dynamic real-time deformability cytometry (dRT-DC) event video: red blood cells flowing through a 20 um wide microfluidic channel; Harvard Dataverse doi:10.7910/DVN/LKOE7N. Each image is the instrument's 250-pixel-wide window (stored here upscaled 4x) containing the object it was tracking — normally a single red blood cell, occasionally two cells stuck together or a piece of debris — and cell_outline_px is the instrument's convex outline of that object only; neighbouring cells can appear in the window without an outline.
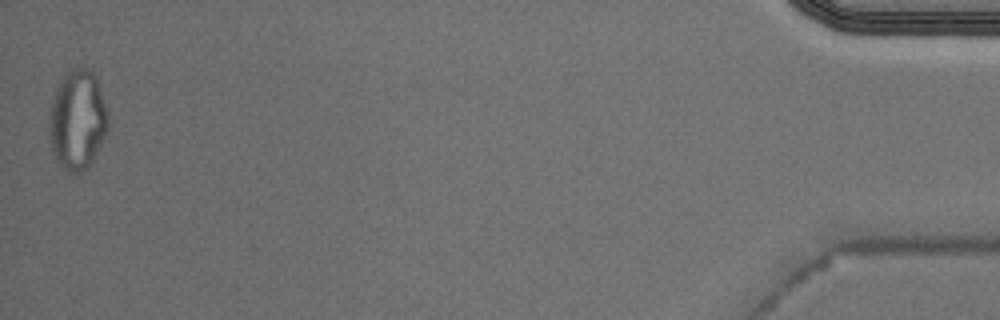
{"species": "Egyptian fruit bat (a non-hibernating species)", "species_latin": "Rousettus aegyptiacus", "temperature_condition": "cold", "stored_images_in_passage": 43, "camera_frame_rate_fps": 3000, "um_per_image_px": 0.085, "animal": {"sex": "male"}, "frame": {"image": 1, "passage_image": 43, "time_ms": 14.0, "image_size_px": [1000, 320], "cell_outline_px": [[108, 132], [92, 164], [84, 172], [68, 172], [56, 160], [52, 152], [48, 132], [48, 120], [52, 100], [56, 88], [60, 80], [72, 68], [80, 64], [84, 64], [96, 76], [108, 112]], "centroid_in_image_um": [6.59, 10.19], "position_along_channel_um": 428.6, "area_um2": 35.08}, "authors_computed_cell_mechanics": {"area_um2": 20.7502, "velocity_mm_per_s": 3.6801, "shape_relaxation_time_tau1_ms": null, "shape_relaxation_time_tau2_ms": 2.559, "deformation_change_tau1": null, "deformation_change_tau2": 0.0894}}